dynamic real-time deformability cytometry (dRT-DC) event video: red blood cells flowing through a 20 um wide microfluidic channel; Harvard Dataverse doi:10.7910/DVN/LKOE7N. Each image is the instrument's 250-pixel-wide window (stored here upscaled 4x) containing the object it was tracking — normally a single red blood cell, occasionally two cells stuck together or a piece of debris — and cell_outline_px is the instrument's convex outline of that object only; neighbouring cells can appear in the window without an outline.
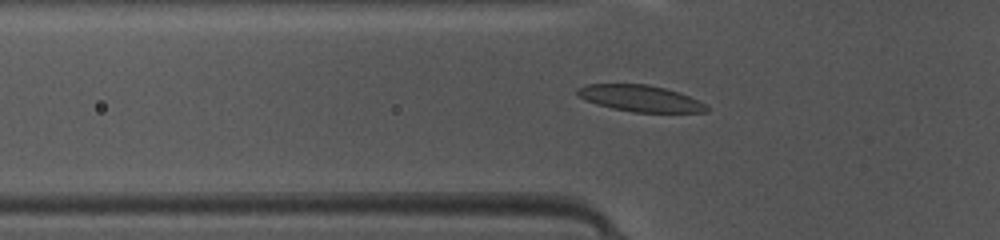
{"species": "common noctule bat (a hibernating species)", "species_latin": "Nyctalus noctula", "temperature_condition": "warm", "stored_images_in_passage": 48, "camera_frame_rate_fps": 3000, "um_per_image_px": 0.085, "animal": {"sex": "female", "body_mass_g": 10.0, "forearm_length_mm": 53.1}, "frame": {"image": 1, "passage_image": 16, "time_ms": 5.0, "image_size_px": [1000, 240], "cell_outline_px": [[708, 112], [632, 112], [612, 108], [596, 104], [584, 100], [576, 92], [576, 88], [588, 84], [648, 84], [680, 92], [704, 104], [708, 108]], "centroid_in_image_um": [54.38, 8.36], "position_along_channel_um": 71.4, "area_um2": 19.77}}
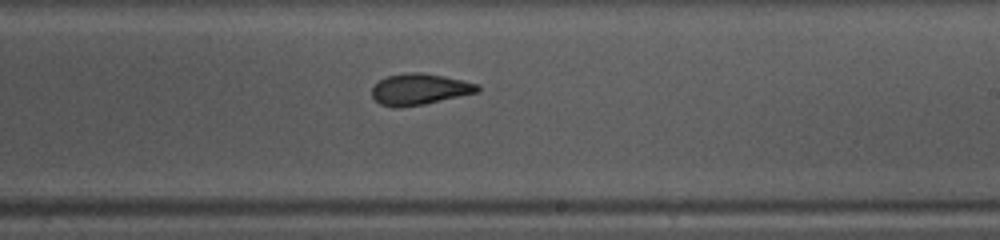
{"frame": {"image": 2, "passage_image": 29, "time_ms": 9.333, "image_size_px": [1000, 240], "cell_outline_px": [[480, 92], [424, 104], [400, 108], [396, 108], [380, 104], [372, 96], [372, 88], [380, 80], [388, 76], [408, 72], [420, 72], [444, 76], [464, 80], [480, 84]], "centroid_in_image_um": [35.7, 7.59], "position_along_channel_um": 253.3, "area_um2": 19.31}}
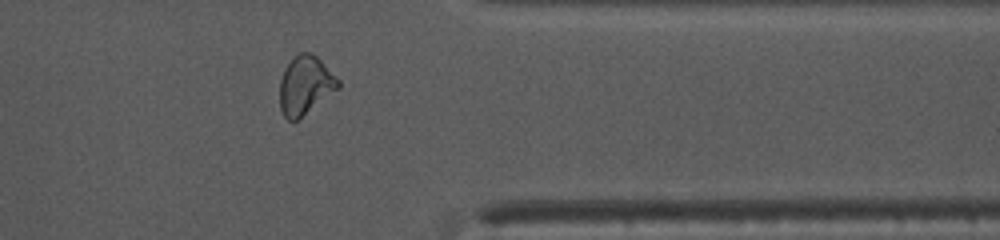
{"frame": {"image": 3, "passage_image": 39, "time_ms": 12.667, "image_size_px": [1000, 240], "cell_outline_px": [[340, 88], [296, 120], [288, 120], [284, 116], [280, 108], [280, 80], [284, 68], [300, 52], [308, 52], [316, 56], [340, 80]], "centroid_in_image_um": [25.95, 7.25], "position_along_channel_um": 385.4, "area_um2": 19.65}, "authors_computed_cell_mechanics": {"area_um2": 19.652, "velocity_mm_per_s": 4.1795, "shape_relaxation_time_tau1_ms": 2.7739, "shape_relaxation_time_tau2_ms": 2.014, "deformation_change_tau1": 0.1396, "deformation_change_tau2": 0.0968}}